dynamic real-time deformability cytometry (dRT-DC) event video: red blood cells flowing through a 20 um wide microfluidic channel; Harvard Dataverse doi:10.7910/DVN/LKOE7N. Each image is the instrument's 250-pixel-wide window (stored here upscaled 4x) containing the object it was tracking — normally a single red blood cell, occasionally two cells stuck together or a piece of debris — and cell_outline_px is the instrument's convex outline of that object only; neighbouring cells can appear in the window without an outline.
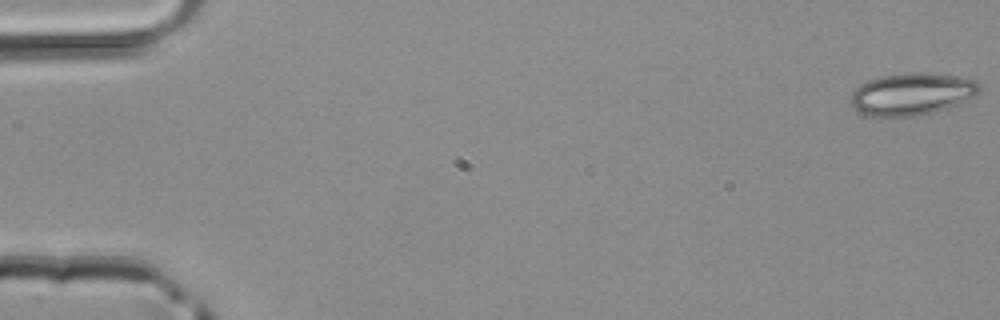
{"species": "common noctule bat (a hibernating species)", "species_latin": "Nyctalus noctula", "temperature_condition": "room temperature", "stored_images_in_passage": 48, "camera_frame_rate_fps": 3000, "um_per_image_px": 0.085, "animal": {"sex": "male", "body_mass_g": 20.4}, "frame": {"image": 1, "passage_image": 1, "time_ms": 0.0, "image_size_px": [1000, 320], "cell_outline_px": [[980, 92], [976, 96], [956, 104], [932, 112], [916, 116], [868, 116], [852, 108], [852, 92], [860, 84], [868, 80], [884, 76], [912, 72], [924, 72], [960, 76], [976, 80], [980, 84]], "centroid_in_image_um": [77.53, 7.98], "position_along_channel_um": 7.5, "area_um2": 31.56}}
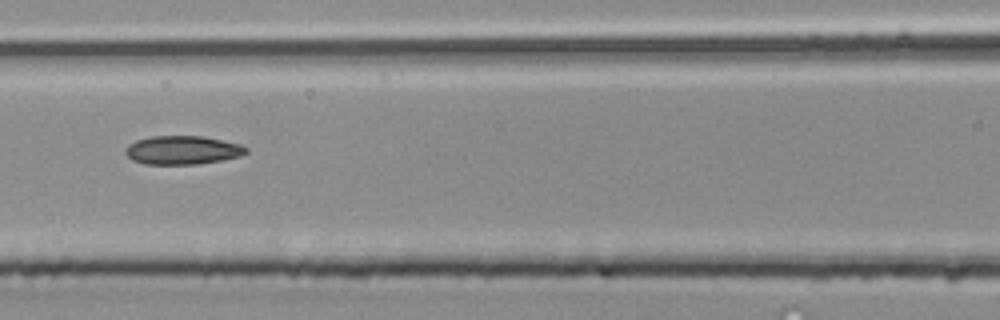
{"frame": {"image": 2, "passage_image": 22, "time_ms": 7.0, "image_size_px": [1000, 320], "cell_outline_px": [[248, 152], [240, 156], [224, 160], [196, 164], [144, 164], [132, 160], [124, 152], [128, 144], [136, 140], [152, 136], [204, 136], [240, 144], [248, 148]], "centroid_in_image_um": [15.52, 12.76], "position_along_channel_um": 151.1, "area_um2": 20.23}}
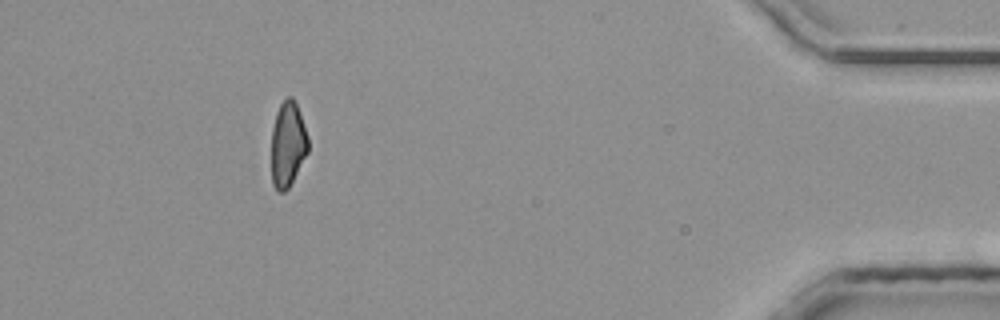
{"frame": {"image": 3, "passage_image": 44, "time_ms": 14.333, "image_size_px": [1000, 320], "cell_outline_px": [[308, 152], [288, 188], [284, 192], [276, 192], [272, 184], [272, 128], [276, 112], [280, 104], [288, 96], [292, 96], [296, 104], [308, 136]], "centroid_in_image_um": [24.45, 12.28], "position_along_channel_um": 410.8, "area_um2": 18.15}}